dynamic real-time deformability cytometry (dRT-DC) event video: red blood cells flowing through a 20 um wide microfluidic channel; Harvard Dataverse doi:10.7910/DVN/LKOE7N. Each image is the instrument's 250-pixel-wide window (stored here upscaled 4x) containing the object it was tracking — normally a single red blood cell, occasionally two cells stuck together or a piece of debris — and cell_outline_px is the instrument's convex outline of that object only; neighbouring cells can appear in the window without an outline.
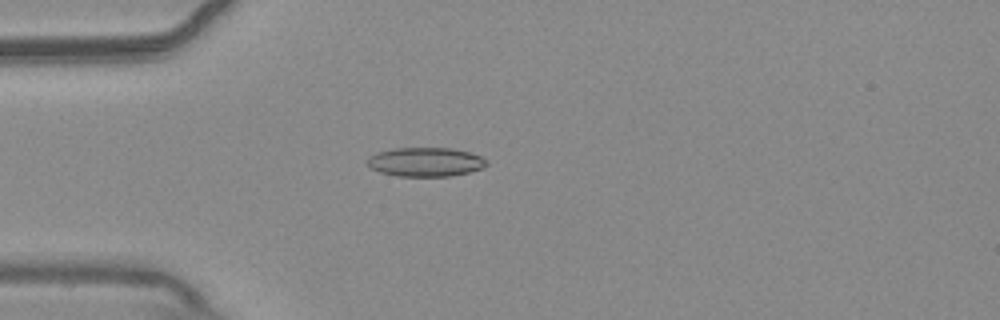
{"species": "common noctule bat (a hibernating species)", "species_latin": "Nyctalus noctula", "temperature_condition": "warm", "stored_images_in_passage": 48, "camera_frame_rate_fps": 3000, "um_per_image_px": 0.085, "animal": {"sex": "male", "body_mass_g": 20.4}, "frame": {"image": 1, "passage_image": 9, "time_ms": 2.667, "image_size_px": [1000, 320], "cell_outline_px": [[488, 164], [480, 168], [468, 172], [452, 176], [396, 176], [380, 172], [372, 168], [368, 164], [368, 156], [376, 152], [392, 148], [452, 148], [468, 152], [480, 156], [488, 160]], "centroid_in_image_um": [36.15, 13.76], "position_along_channel_um": 48.8, "area_um2": 20.17}}
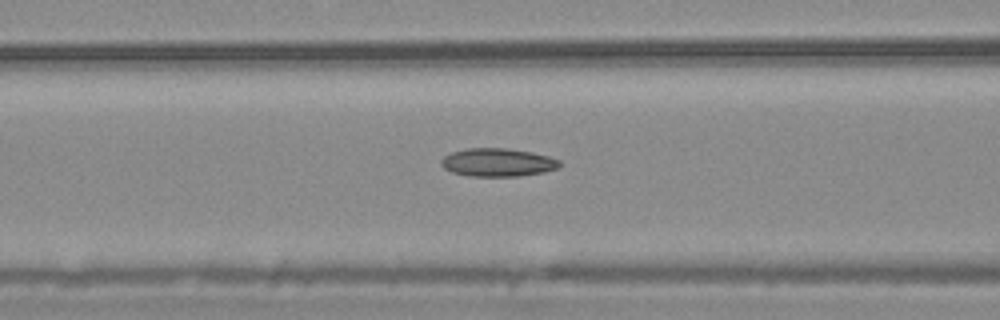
{"frame": {"image": 2, "passage_image": 16, "time_ms": 5.0, "image_size_px": [1000, 320], "cell_outline_px": [[560, 168], [544, 172], [520, 176], [468, 176], [452, 172], [444, 168], [440, 164], [440, 160], [444, 156], [452, 152], [468, 148], [504, 148], [532, 152], [548, 156], [560, 160]], "centroid_in_image_um": [42.31, 13.81], "position_along_channel_um": 124.3, "area_um2": 19.54}}
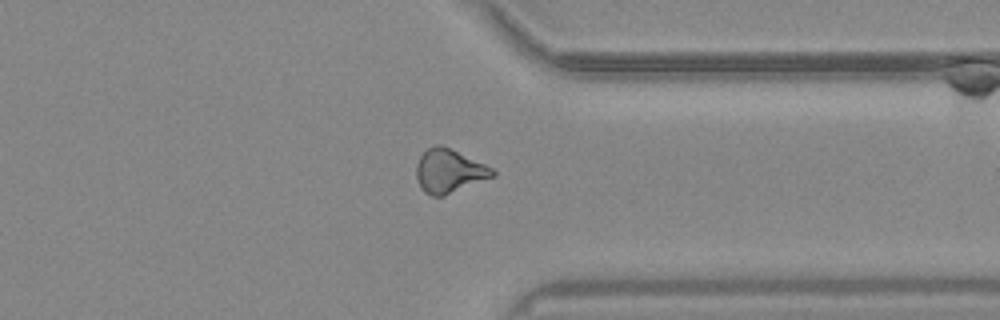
{"frame": {"image": 3, "passage_image": 36, "time_ms": 11.667, "image_size_px": [1000, 320], "cell_outline_px": [[496, 176], [444, 196], [432, 196], [424, 192], [420, 188], [416, 176], [416, 164], [420, 156], [428, 148], [436, 144], [440, 144], [484, 164], [492, 168], [496, 172]], "centroid_in_image_um": [38.16, 14.56], "position_along_channel_um": 373.2, "area_um2": 19.36}, "authors_computed_cell_mechanics": {"area_um2": 19.1607, "velocity_mm_per_s": 3.7649, "shape_relaxation_time_tau1_ms": null, "shape_relaxation_time_tau2_ms": 3.2267, "deformation_change_tau1": null, "deformation_change_tau2": 0.1084}}